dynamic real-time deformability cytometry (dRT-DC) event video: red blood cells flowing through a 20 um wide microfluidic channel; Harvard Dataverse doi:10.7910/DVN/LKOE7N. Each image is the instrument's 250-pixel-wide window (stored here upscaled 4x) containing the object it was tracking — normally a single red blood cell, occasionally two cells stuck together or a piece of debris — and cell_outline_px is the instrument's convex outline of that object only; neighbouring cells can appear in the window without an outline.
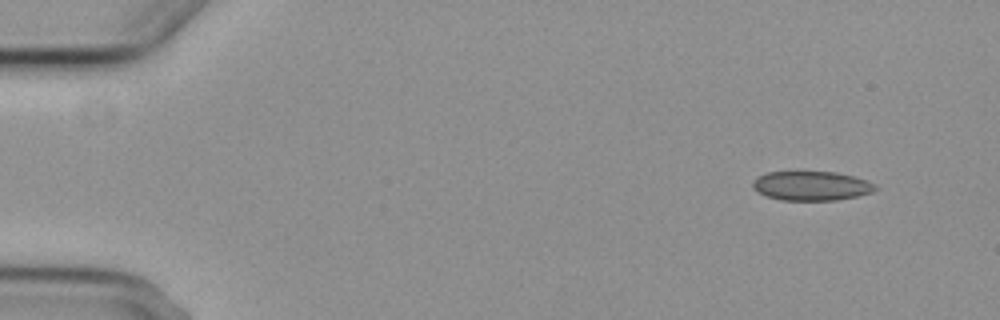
{"species": "common noctule bat (a hibernating species)", "species_latin": "Nyctalus noctula", "temperature_condition": "cold", "stored_images_in_passage": 5, "segment_of_instrument_passage": [1, 2], "camera_frame_rate_fps": 3000, "um_per_image_px": 0.085, "animal": {"sex": "female", "body_mass_g": 29.2, "forearm_length_mm": 56.3}, "frame": {"image": 1, "passage_image": 1, "time_ms": 0.0, "image_size_px": [1000, 320], "cell_outline_px": [[880, 188], [872, 192], [856, 196], [836, 200], [780, 200], [756, 192], [752, 188], [752, 184], [760, 176], [768, 172], [836, 172], [868, 180], [876, 184]], "centroid_in_image_um": [69.01, 15.8], "position_along_channel_um": 16.0, "area_um2": 20.87}}